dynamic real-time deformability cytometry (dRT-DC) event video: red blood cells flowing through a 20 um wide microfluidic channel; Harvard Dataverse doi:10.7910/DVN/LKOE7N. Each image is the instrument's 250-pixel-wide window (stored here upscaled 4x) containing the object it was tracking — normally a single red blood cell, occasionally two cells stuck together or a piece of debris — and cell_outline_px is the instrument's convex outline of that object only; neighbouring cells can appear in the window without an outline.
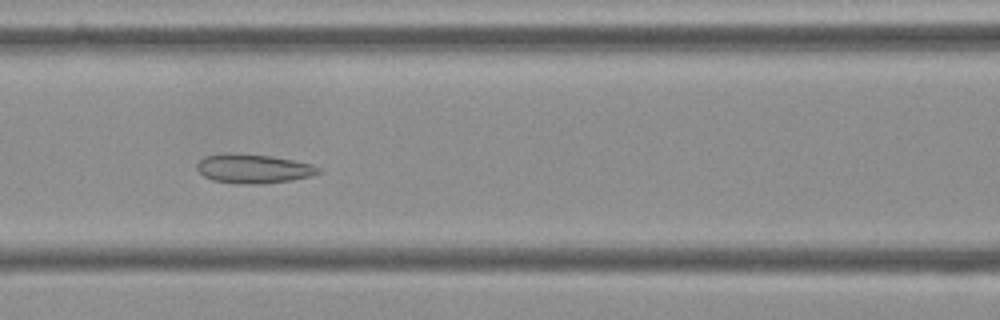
{"species": "Egyptian fruit bat (a non-hibernating species)", "species_latin": "Rousettus aegyptiacus", "temperature_condition": "cold", "stored_images_in_passage": 56, "camera_frame_rate_fps": 3000, "um_per_image_px": 0.085, "frame": {"image": 1, "passage_image": 24, "time_ms": 7.667, "image_size_px": [1000, 320], "cell_outline_px": [[324, 168], [320, 172], [312, 176], [292, 180], [260, 184], [236, 184], [212, 180], [204, 176], [196, 168], [196, 164], [204, 156], [232, 152], [272, 156], [312, 164]], "centroid_in_image_um": [21.55, 14.33], "position_along_channel_um": 145.1, "area_um2": 20.92}}
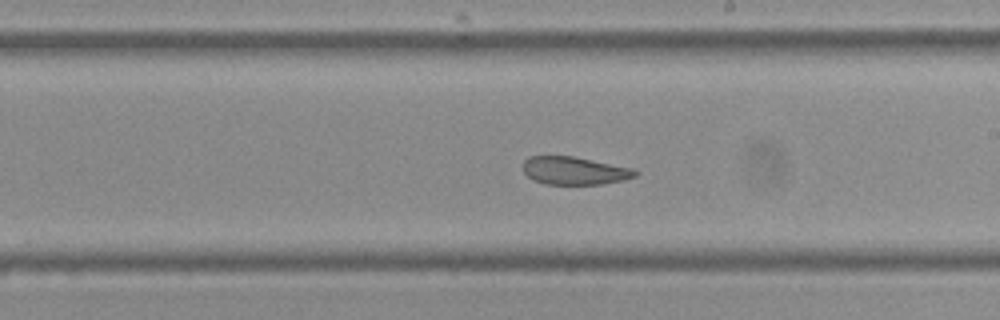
{"frame": {"image": 2, "passage_image": 32, "time_ms": 10.333, "image_size_px": [1000, 320], "cell_outline_px": [[640, 172], [636, 176], [624, 180], [600, 184], [544, 184], [532, 180], [524, 172], [524, 160], [528, 156], [572, 156], [632, 168]], "centroid_in_image_um": [48.82, 14.51], "position_along_channel_um": 240.2, "area_um2": 18.21}}
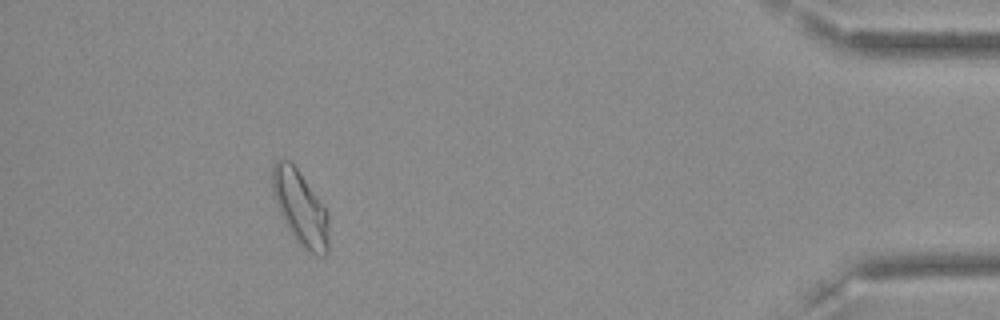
{"frame": {"image": 3, "passage_image": 51, "time_ms": 16.667, "image_size_px": [1000, 320], "cell_outline_px": [[328, 252], [324, 256], [316, 256], [308, 252], [292, 236], [280, 212], [272, 192], [272, 164], [280, 156], [288, 160], [296, 168], [328, 212]], "centroid_in_image_um": [25.52, 17.67], "position_along_channel_um": 409.7, "area_um2": 24.33}, "authors_computed_cell_mechanics": {"area_um2": 22.7732, "velocity_mm_per_s": 3.5793, "shape_relaxation_time_tau1_ms": null, "shape_relaxation_time_tau2_ms": 2.0531, "deformation_change_tau1": null, "deformation_change_tau2": 0.0856}}